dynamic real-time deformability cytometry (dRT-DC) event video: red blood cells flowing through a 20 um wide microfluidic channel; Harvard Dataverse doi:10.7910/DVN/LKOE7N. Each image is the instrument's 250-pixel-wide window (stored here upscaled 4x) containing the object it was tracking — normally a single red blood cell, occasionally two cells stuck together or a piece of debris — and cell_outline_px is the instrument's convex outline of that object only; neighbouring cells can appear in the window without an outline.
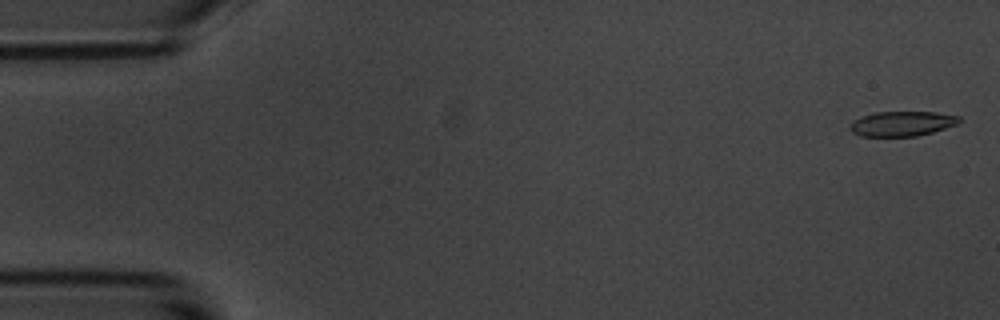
{"species": "common noctule bat (a hibernating species)", "species_latin": "Nyctalus noctula", "temperature_condition": "room temperature", "stored_images_in_passage": 56, "camera_frame_rate_fps": 3000, "um_per_image_px": 0.085, "animal": {"sex": "male", "body_mass_g": 20.1, "forearm_length_mm": 53.5}, "frame": {"image": 1, "passage_image": 2, "time_ms": 0.333, "image_size_px": [1000, 320], "cell_outline_px": [[960, 120], [956, 124], [932, 132], [916, 136], [860, 136], [852, 132], [848, 128], [852, 120], [876, 112], [936, 112], [960, 116]], "centroid_in_image_um": [76.64, 10.51], "position_along_channel_um": 8.4, "area_um2": 15.72}}
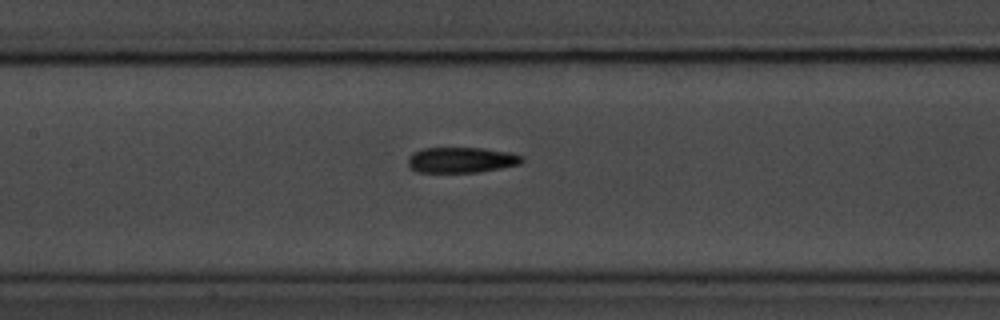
{"frame": {"image": 2, "passage_image": 26, "time_ms": 8.333, "image_size_px": [1000, 320], "cell_outline_px": [[524, 160], [520, 164], [500, 168], [476, 172], [416, 172], [408, 164], [408, 156], [412, 152], [424, 148], [484, 148], [508, 152], [524, 156]], "centroid_in_image_um": [39.21, 13.59], "position_along_channel_um": 168.2, "area_um2": 16.99}}
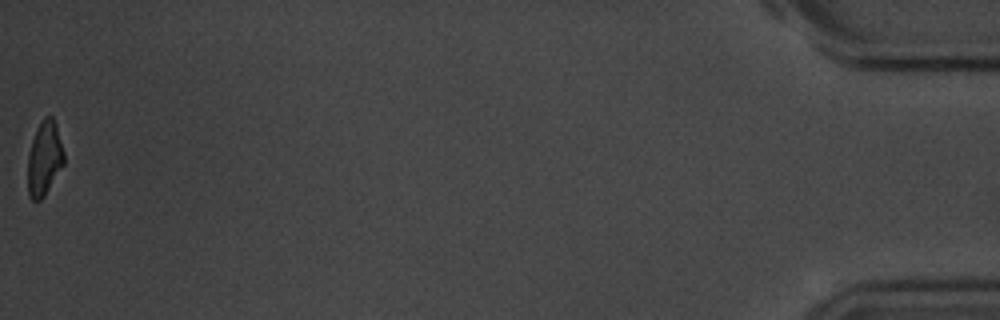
{"frame": {"image": 3, "passage_image": 56, "time_ms": 18.333, "image_size_px": [1000, 320], "cell_outline_px": [[64, 164], [44, 196], [40, 200], [32, 200], [28, 196], [28, 156], [32, 140], [36, 128], [44, 116], [52, 116], [56, 124], [64, 152]], "centroid_in_image_um": [3.77, 13.46], "position_along_channel_um": 431.4, "area_um2": 15.66}, "authors_computed_cell_mechanics": {"area_um2": 17.1666, "velocity_mm_per_s": 3.6294, "shape_relaxation_time_tau1_ms": 4.202, "shape_relaxation_time_tau2_ms": 7.0193, "deformation_change_tau1": 0.1427, "deformation_change_tau2": 0.1457}}